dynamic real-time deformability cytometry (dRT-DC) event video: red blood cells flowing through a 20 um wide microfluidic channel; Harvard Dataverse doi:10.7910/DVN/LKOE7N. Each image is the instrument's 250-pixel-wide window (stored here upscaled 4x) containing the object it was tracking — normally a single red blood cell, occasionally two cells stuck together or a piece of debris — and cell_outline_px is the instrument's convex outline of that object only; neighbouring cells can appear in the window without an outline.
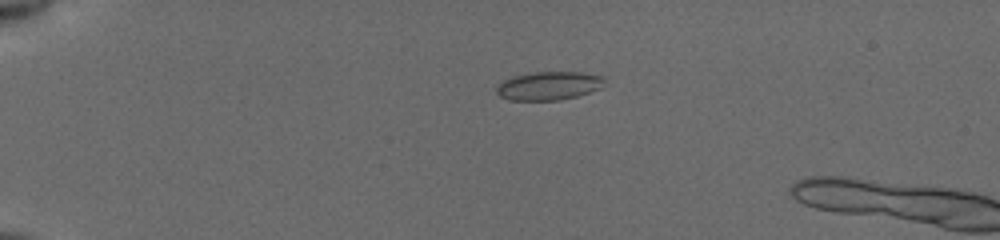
{"species": "common noctule bat (a hibernating species)", "species_latin": "Nyctalus noctula", "temperature_condition": "cold", "stored_images_in_passage": 5, "camera_frame_rate_fps": 3000, "um_per_image_px": 0.085, "animal": {"sex": "female", "body_mass_g": 19.5, "forearm_length_mm": 54.1}, "frame": {"image": 1, "passage_image": 2, "time_ms": 0.333, "image_size_px": [1000, 240], "cell_outline_px": [[604, 80], [600, 88], [576, 96], [560, 100], [508, 100], [500, 96], [496, 92], [496, 88], [504, 80], [512, 76], [532, 72], [580, 72], [604, 76]], "centroid_in_image_um": [46.62, 7.29], "position_along_channel_um": 38.4, "area_um2": 17.8}}